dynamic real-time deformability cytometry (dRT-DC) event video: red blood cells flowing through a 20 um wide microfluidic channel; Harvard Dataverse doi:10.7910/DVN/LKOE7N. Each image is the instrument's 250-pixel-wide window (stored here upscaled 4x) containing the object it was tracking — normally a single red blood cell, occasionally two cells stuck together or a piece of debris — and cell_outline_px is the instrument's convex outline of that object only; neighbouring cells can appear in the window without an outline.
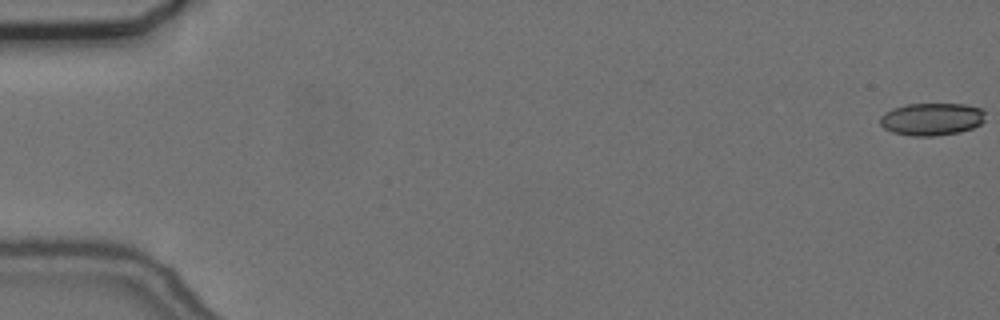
{"species": "common noctule bat (a hibernating species)", "species_latin": "Nyctalus noctula", "temperature_condition": "cold", "stored_images_in_passage": 57, "camera_frame_rate_fps": 3000, "um_per_image_px": 0.085, "animal": {"sex": "female", "body_mass_g": 24.6, "forearm_length_mm": 56.2}, "frame": {"image": 1, "passage_image": 1, "time_ms": 0.0, "image_size_px": [1000, 320], "cell_outline_px": [[984, 120], [980, 124], [972, 128], [960, 132], [936, 136], [912, 136], [892, 132], [884, 128], [880, 124], [880, 116], [884, 112], [892, 108], [908, 104], [964, 104], [980, 108], [984, 112]], "centroid_in_image_um": [79.17, 10.13], "position_along_channel_um": 5.8, "area_um2": 20.0}}
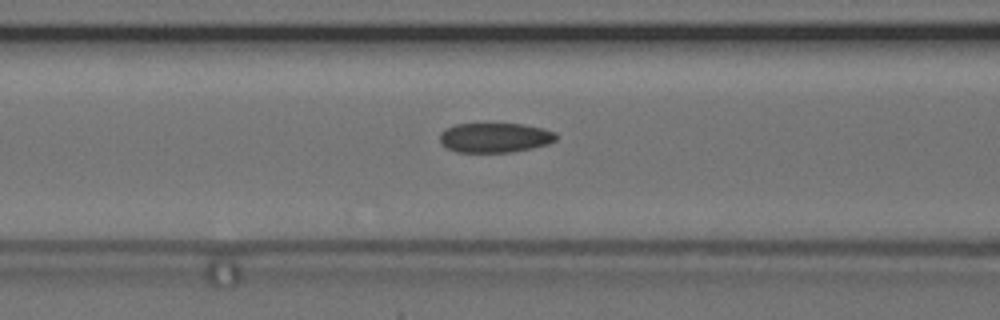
{"frame": {"image": 2, "passage_image": 24, "time_ms": 7.667, "image_size_px": [1000, 320], "cell_outline_px": [[560, 136], [556, 140], [548, 144], [532, 148], [512, 152], [456, 152], [440, 144], [440, 132], [444, 128], [456, 124], [524, 124], [544, 128], [556, 132]], "centroid_in_image_um": [42.09, 11.69], "position_along_channel_um": 124.5, "area_um2": 20.4}}
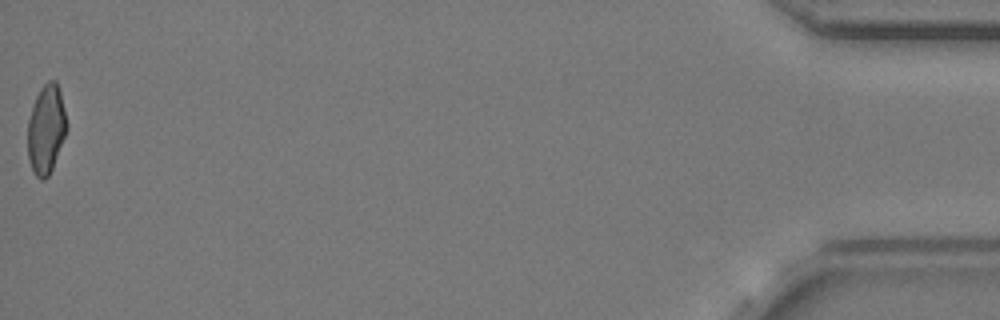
{"frame": {"image": 3, "passage_image": 57, "time_ms": 18.667, "image_size_px": [1000, 320], "cell_outline_px": [[68, 128], [52, 168], [48, 176], [44, 180], [40, 180], [36, 176], [32, 168], [28, 156], [28, 120], [36, 96], [40, 88], [48, 80], [56, 80], [60, 92], [68, 124]], "centroid_in_image_um": [3.93, 10.97], "position_along_channel_um": 431.3, "area_um2": 20.11}, "authors_computed_cell_mechanics": {"area_um2": 20.6346, "velocity_mm_per_s": 3.6945, "shape_relaxation_time_tau1_ms": 6.214, "shape_relaxation_time_tau2_ms": 2.9404, "deformation_change_tau1": 0.142, "deformation_change_tau2": 0.1021}}